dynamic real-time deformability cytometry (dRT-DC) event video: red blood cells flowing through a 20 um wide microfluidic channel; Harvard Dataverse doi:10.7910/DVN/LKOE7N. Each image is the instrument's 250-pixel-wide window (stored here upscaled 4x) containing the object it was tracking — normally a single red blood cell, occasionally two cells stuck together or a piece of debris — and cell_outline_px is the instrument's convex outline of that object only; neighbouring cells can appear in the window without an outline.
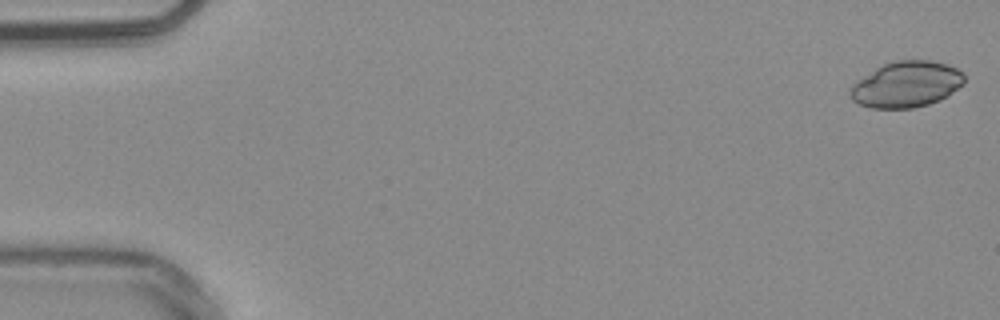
{"species": "common noctule bat (a hibernating species)", "species_latin": "Nyctalus noctula", "temperature_condition": "warm", "stored_images_in_passage": 53, "camera_frame_rate_fps": 3000, "um_per_image_px": 0.085, "animal": {"sex": "male", "body_mass_g": 20.4}, "frame": {"image": 1, "passage_image": 1, "time_ms": 0.0, "image_size_px": [1000, 320], "cell_outline_px": [[964, 84], [940, 100], [928, 104], [912, 108], [872, 108], [860, 104], [852, 100], [848, 92], [852, 84], [856, 80], [876, 68], [884, 64], [896, 60], [932, 60], [948, 64], [956, 68], [964, 76]], "centroid_in_image_um": [77.02, 7.17], "position_along_channel_um": 8.0, "area_um2": 30.58}}